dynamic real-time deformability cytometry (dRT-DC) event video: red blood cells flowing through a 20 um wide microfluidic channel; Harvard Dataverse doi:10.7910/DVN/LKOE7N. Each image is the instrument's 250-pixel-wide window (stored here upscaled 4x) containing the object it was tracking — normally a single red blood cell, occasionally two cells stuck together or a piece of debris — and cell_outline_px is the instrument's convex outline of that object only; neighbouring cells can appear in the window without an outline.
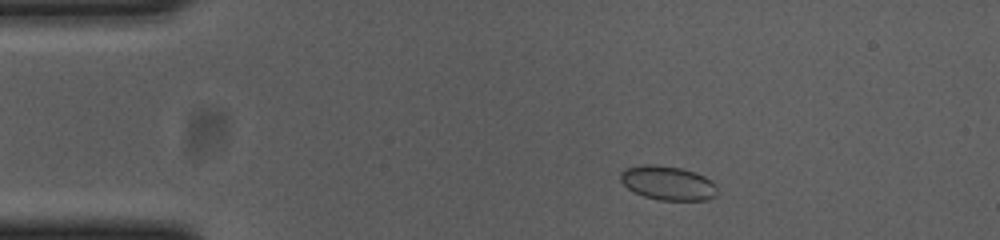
{"species": "common noctule bat (a hibernating species)", "species_latin": "Nyctalus noctula", "temperature_condition": "cold", "stored_images_in_passage": 52, "camera_frame_rate_fps": 3000, "um_per_image_px": 0.085, "animal": {"sex": "female", "body_mass_g": 23.0, "forearm_length_mm": 53.4}, "frame": {"image": 1, "passage_image": 6, "time_ms": 1.667, "image_size_px": [1000, 240], "cell_outline_px": [[716, 196], [708, 200], [660, 200], [644, 196], [628, 188], [620, 180], [620, 172], [624, 168], [644, 164], [656, 164], [680, 168], [704, 176], [712, 180], [716, 188]], "centroid_in_image_um": [56.75, 15.55], "position_along_channel_um": 28.3, "area_um2": 19.19}}
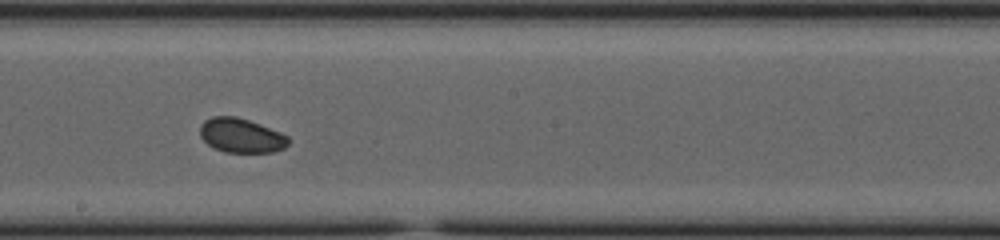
{"frame": {"image": 2, "passage_image": 27, "time_ms": 8.667, "image_size_px": [1000, 240], "cell_outline_px": [[288, 144], [284, 148], [272, 152], [224, 152], [208, 144], [200, 136], [200, 124], [204, 120], [212, 116], [236, 116], [260, 124], [280, 132], [288, 136]], "centroid_in_image_um": [20.48, 11.51], "position_along_channel_um": 227.7, "area_um2": 17.63}}
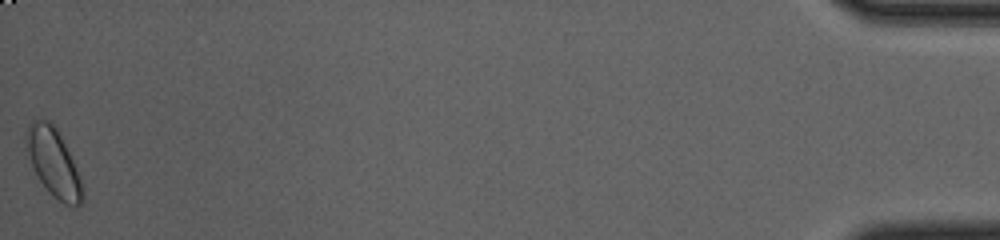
{"frame": {"image": 3, "passage_image": 52, "time_ms": 17.0, "image_size_px": [1000, 240], "cell_outline_px": [[84, 200], [76, 208], [64, 204], [52, 196], [48, 192], [40, 180], [24, 152], [24, 136], [28, 124], [32, 120], [48, 120], [56, 128], [76, 168], [84, 192]], "centroid_in_image_um": [4.5, 13.84], "position_along_channel_um": 430.7, "area_um2": 22.43}, "authors_computed_cell_mechanics": {"area_um2": 18.207, "velocity_mm_per_s": 3.652, "shape_relaxation_time_tau1_ms": null, "shape_relaxation_time_tau2_ms": 6.4908, "deformation_change_tau1": null, "deformation_change_tau2": 0.0702}}